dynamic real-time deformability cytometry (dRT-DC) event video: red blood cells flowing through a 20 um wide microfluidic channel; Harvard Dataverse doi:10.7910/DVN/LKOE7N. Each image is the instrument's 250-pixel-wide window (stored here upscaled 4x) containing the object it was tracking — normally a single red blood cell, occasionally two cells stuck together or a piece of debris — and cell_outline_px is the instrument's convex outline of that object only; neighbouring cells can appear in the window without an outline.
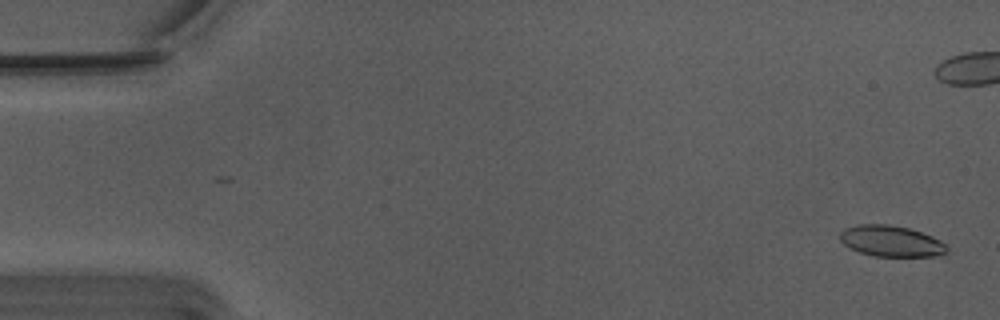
{"species": "Egyptian fruit bat (a non-hibernating species)", "species_latin": "Rousettus aegyptiacus", "temperature_condition": "warm", "stored_images_in_passage": 56, "camera_frame_rate_fps": 3000, "um_per_image_px": 0.085, "animal": {"sex": "male"}, "frame": {"image": 1, "passage_image": 2, "time_ms": 0.333, "image_size_px": [1000, 320], "cell_outline_px": [[948, 252], [936, 256], [872, 256], [860, 252], [844, 244], [840, 240], [840, 232], [844, 228], [856, 224], [888, 224], [908, 228], [932, 236], [940, 240], [948, 248]], "centroid_in_image_um": [75.73, 20.49], "position_along_channel_um": 9.3, "area_um2": 19.31}}
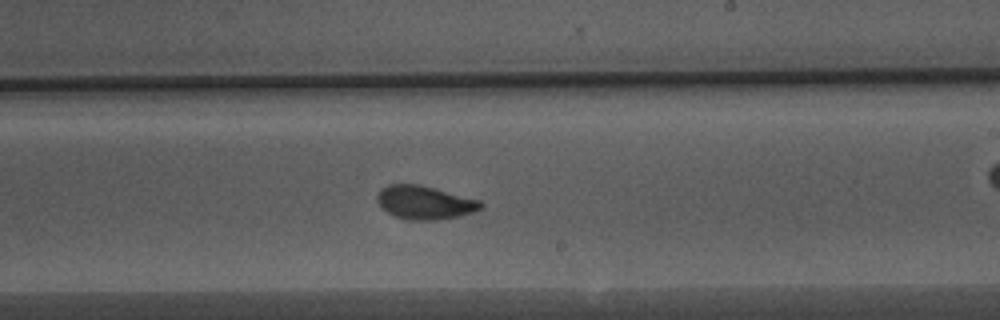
{"frame": {"image": 2, "passage_image": 33, "time_ms": 10.667, "image_size_px": [1000, 320], "cell_outline_px": [[484, 208], [472, 212], [456, 216], [436, 220], [408, 220], [396, 216], [388, 212], [376, 200], [376, 196], [380, 188], [388, 184], [416, 184], [480, 200], [484, 204]], "centroid_in_image_um": [36.08, 17.21], "position_along_channel_um": 252.9, "area_um2": 19.94}}
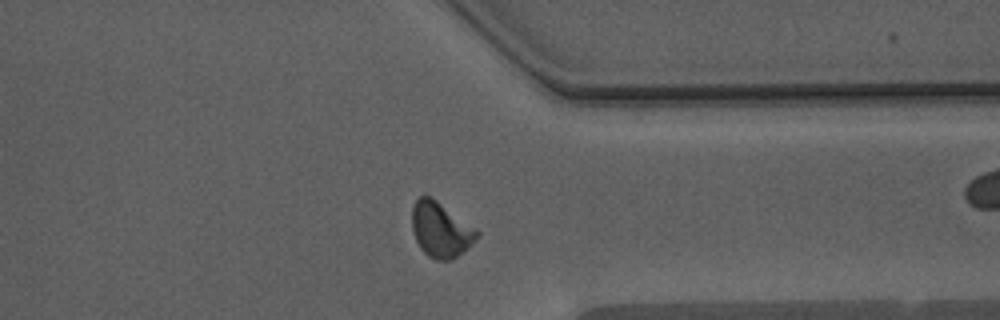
{"frame": {"image": 3, "passage_image": 43, "time_ms": 14.0, "image_size_px": [1000, 320], "cell_outline_px": [[480, 236], [468, 248], [452, 260], [436, 260], [428, 256], [420, 248], [416, 240], [412, 228], [412, 208], [416, 200], [420, 196], [432, 196], [476, 228], [480, 232]], "centroid_in_image_um": [37.48, 19.52], "position_along_channel_um": 373.9, "area_um2": 21.04}, "authors_computed_cell_mechanics": {"area_um2": 19.9699, "velocity_mm_per_s": 3.7446, "shape_relaxation_time_tau1_ms": 5.2346, "shape_relaxation_time_tau2_ms": 1.2629, "deformation_change_tau1": 0.1531, "deformation_change_tau2": 0.0682}}